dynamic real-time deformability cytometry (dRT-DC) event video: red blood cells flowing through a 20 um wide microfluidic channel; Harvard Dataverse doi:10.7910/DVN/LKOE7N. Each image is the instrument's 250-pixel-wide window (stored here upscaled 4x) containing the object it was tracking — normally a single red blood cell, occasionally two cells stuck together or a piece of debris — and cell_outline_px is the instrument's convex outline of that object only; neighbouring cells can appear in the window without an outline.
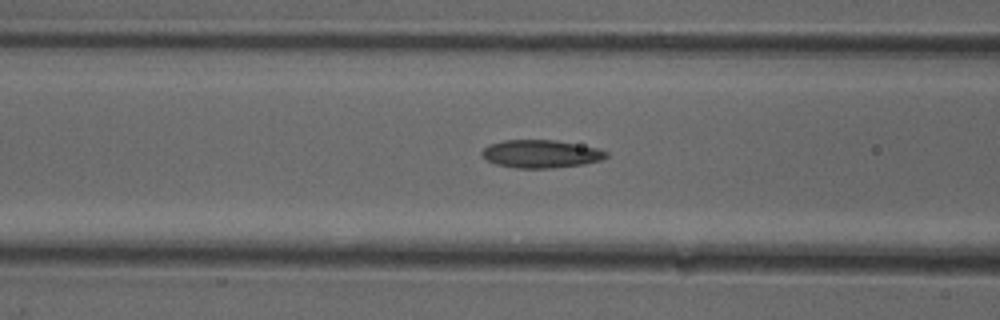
{"species": "common noctule bat (a hibernating species)", "species_latin": "Nyctalus noctula", "temperature_condition": "cold", "stored_images_in_passage": 17, "camera_frame_rate_fps": 3000, "um_per_image_px": 0.085, "animal": {"sex": "female"}, "frame": {"image": 1, "passage_image": 12, "time_ms": 3.667, "image_size_px": [1000, 320], "cell_outline_px": [[608, 156], [600, 160], [584, 164], [552, 168], [516, 168], [496, 164], [488, 160], [480, 152], [488, 144], [504, 140], [556, 140], [600, 148], [608, 152]], "centroid_in_image_um": [46.0, 13.07], "position_along_channel_um": 120.6, "area_um2": 20.29}}
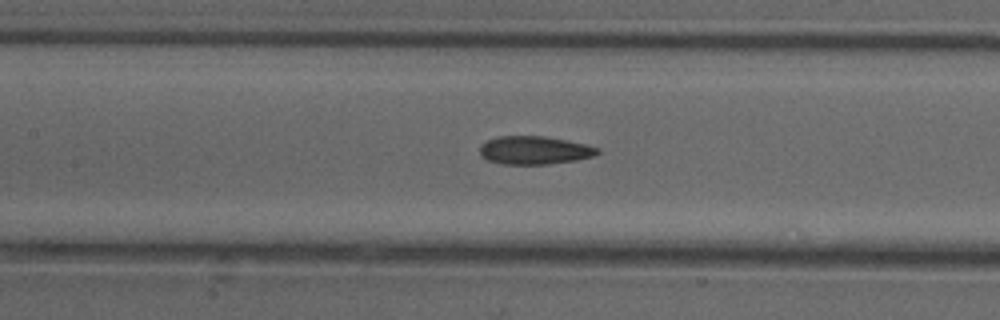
{"frame": {"image": 2, "passage_image": 15, "time_ms": 4.667, "image_size_px": [1000, 320], "cell_outline_px": [[600, 152], [596, 156], [576, 160], [548, 164], [500, 164], [488, 160], [480, 156], [480, 144], [496, 136], [544, 136], [588, 144], [600, 148]], "centroid_in_image_um": [45.45, 12.77], "position_along_channel_um": 162.0, "area_um2": 19.59}}